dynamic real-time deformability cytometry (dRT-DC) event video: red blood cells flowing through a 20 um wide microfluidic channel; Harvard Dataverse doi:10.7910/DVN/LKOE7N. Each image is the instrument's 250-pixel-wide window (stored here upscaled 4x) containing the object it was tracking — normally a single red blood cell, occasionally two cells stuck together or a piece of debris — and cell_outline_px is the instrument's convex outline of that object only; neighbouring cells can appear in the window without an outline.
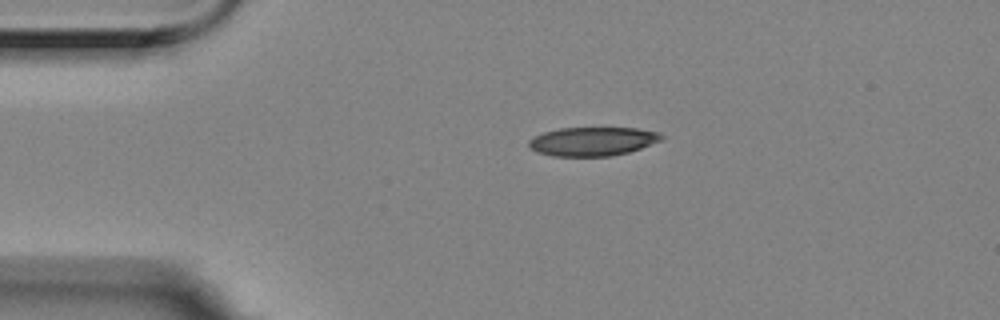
{"species": "Egyptian fruit bat (a non-hibernating species)", "species_latin": "Rousettus aegyptiacus", "temperature_condition": "room temperature", "stored_images_in_passage": 6, "segment_of_instrument_passage": [1, 2], "camera_frame_rate_fps": 3000, "um_per_image_px": 0.085, "animal": {"sex": "female"}, "frame": {"image": 1, "passage_image": 1, "time_ms": 0.0, "image_size_px": [1000, 320], "cell_outline_px": [[664, 140], [628, 152], [608, 156], [552, 156], [536, 152], [528, 144], [528, 140], [532, 136], [544, 132], [560, 128], [636, 128], [660, 132], [664, 136]], "centroid_in_image_um": [50.38, 12.01], "position_along_channel_um": 34.6, "area_um2": 22.37}}